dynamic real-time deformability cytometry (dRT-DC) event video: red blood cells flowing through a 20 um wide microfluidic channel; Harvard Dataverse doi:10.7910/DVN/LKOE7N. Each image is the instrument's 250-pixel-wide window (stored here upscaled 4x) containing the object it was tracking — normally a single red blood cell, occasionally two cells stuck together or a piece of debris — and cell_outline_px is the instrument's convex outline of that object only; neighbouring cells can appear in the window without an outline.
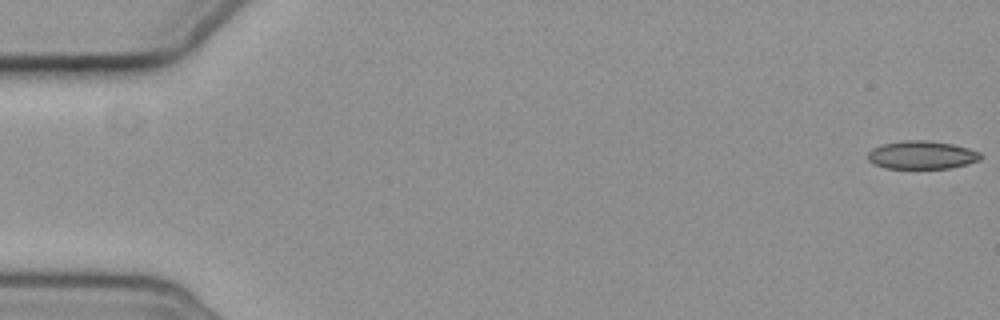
{"species": "common noctule bat (a hibernating species)", "species_latin": "Nyctalus noctula", "temperature_condition": "cold", "stored_images_in_passage": 6, "camera_frame_rate_fps": 3000, "um_per_image_px": 0.085, "animal": {"sex": "female", "body_mass_g": 19.3, "forearm_length_mm": 54.1}, "frame": {"image": 1, "passage_image": 1, "time_ms": 0.0, "image_size_px": [1000, 320], "cell_outline_px": [[984, 156], [980, 160], [968, 164], [952, 168], [884, 168], [872, 164], [868, 160], [868, 152], [872, 148], [880, 144], [900, 140], [928, 140], [952, 144], [968, 148], [980, 152]], "centroid_in_image_um": [78.34, 13.17], "position_along_channel_um": 6.7, "area_um2": 18.84}}
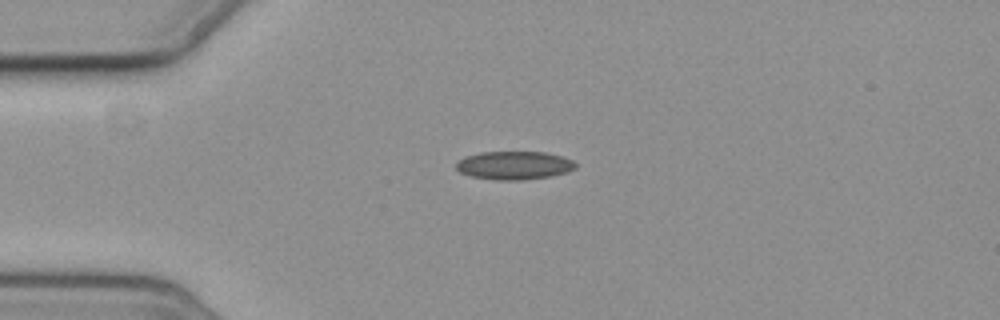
{"frame": {"image": 2, "passage_image": 5, "time_ms": 4.667, "image_size_px": [1000, 320], "cell_outline_px": [[576, 168], [568, 172], [552, 176], [524, 180], [496, 180], [472, 176], [460, 172], [456, 168], [456, 164], [464, 156], [480, 152], [544, 152], [564, 156], [572, 160], [576, 164]], "centroid_in_image_um": [43.74, 14.05], "position_along_channel_um": 41.3, "area_um2": 19.83}}